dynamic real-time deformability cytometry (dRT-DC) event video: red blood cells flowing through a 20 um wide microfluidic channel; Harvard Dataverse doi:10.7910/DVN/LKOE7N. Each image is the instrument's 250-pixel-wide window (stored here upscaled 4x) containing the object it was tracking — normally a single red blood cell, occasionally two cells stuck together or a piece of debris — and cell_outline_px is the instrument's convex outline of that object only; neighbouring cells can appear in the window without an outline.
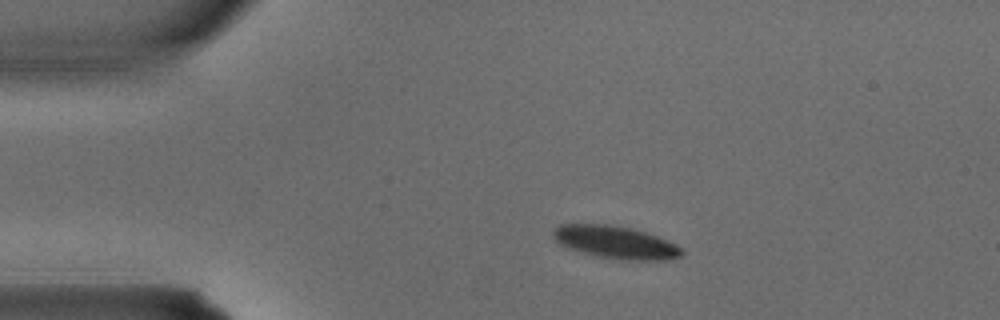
{"species": "common noctule bat (a hibernating species)", "species_latin": "Nyctalus noctula", "temperature_condition": "warm", "stored_images_in_passage": 2, "camera_frame_rate_fps": 3000, "um_per_image_px": 0.085, "animal": {"sex": "male", "body_mass_g": 15.6}, "frame": {"image": 1, "passage_image": 1, "time_ms": 0.0, "image_size_px": [1000, 320], "cell_outline_px": [[684, 252], [680, 256], [664, 260], [620, 260], [600, 256], [568, 248], [560, 244], [552, 236], [552, 232], [560, 224], [608, 224], [628, 228], [644, 232], [656, 236], [676, 244]], "centroid_in_image_um": [52.3, 20.59], "position_along_channel_um": 32.7, "area_um2": 24.04}}